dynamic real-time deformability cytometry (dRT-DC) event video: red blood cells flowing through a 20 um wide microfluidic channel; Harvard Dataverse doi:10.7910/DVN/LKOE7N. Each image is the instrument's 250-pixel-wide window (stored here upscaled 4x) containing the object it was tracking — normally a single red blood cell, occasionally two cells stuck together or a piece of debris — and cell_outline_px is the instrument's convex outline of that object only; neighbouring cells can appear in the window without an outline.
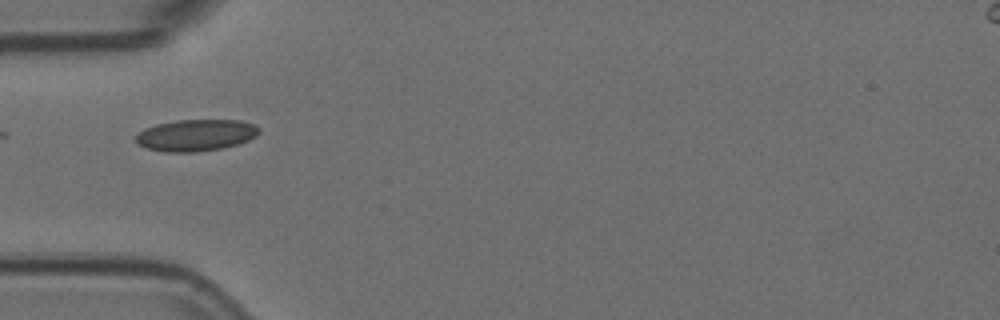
{"species": "Egyptian fruit bat (a non-hibernating species)", "species_latin": "Rousettus aegyptiacus", "temperature_condition": "room temperature", "stored_images_in_passage": 4, "camera_frame_rate_fps": 3000, "um_per_image_px": 0.085, "animal": {"sex": "female"}, "frame": {"image": 1, "passage_image": 1, "time_ms": 0.0, "image_size_px": [1000, 320], "cell_outline_px": [[260, 132], [256, 136], [248, 140], [236, 144], [220, 148], [196, 152], [164, 152], [148, 148], [136, 144], [136, 136], [144, 128], [156, 124], [176, 120], [240, 120], [252, 124], [260, 128]], "centroid_in_image_um": [16.63, 11.49], "position_along_channel_um": 68.4, "area_um2": 22.66}}